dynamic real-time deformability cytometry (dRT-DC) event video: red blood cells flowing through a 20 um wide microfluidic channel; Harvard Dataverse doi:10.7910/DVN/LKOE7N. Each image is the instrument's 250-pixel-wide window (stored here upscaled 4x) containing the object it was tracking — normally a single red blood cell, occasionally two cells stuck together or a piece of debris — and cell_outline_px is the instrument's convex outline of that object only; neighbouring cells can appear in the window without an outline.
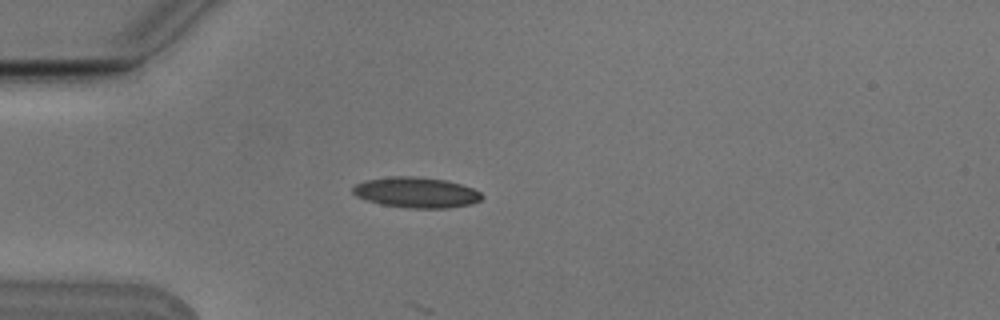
{"species": "Egyptian fruit bat (a non-hibernating species)", "species_latin": "Rousettus aegyptiacus", "temperature_condition": "cold", "stored_images_in_passage": 2, "camera_frame_rate_fps": 3000, "um_per_image_px": 0.085, "animal": {"sex": "male"}, "frame": {"image": 1, "passage_image": 2, "time_ms": 0.333, "image_size_px": [1000, 320], "cell_outline_px": [[484, 196], [480, 200], [472, 204], [448, 208], [408, 208], [380, 204], [356, 196], [352, 192], [352, 188], [356, 184], [368, 180], [392, 176], [412, 176], [448, 180], [472, 188], [480, 192]], "centroid_in_image_um": [35.41, 16.36], "position_along_channel_um": 49.6, "area_um2": 22.95}}